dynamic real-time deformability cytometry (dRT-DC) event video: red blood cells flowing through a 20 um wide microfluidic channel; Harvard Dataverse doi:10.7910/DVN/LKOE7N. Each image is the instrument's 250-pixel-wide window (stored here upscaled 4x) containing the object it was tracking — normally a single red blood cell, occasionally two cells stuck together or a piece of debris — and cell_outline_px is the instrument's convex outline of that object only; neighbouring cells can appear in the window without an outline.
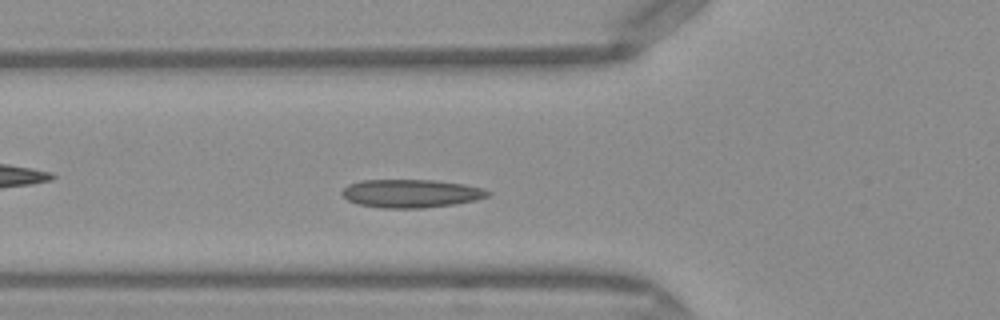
{"species": "Egyptian fruit bat (a non-hibernating species)", "species_latin": "Rousettus aegyptiacus", "temperature_condition": "warm", "stored_images_in_passage": 43, "camera_frame_rate_fps": 3000, "um_per_image_px": 0.085, "frame": {"image": 1, "passage_image": 11, "time_ms": 3.333, "image_size_px": [1000, 320], "cell_outline_px": [[492, 192], [488, 196], [476, 200], [456, 204], [424, 208], [380, 208], [360, 204], [348, 200], [340, 192], [348, 184], [360, 180], [432, 180], [464, 184], [480, 188]], "centroid_in_image_um": [34.93, 16.44], "position_along_channel_um": 90.9, "area_um2": 23.99}}
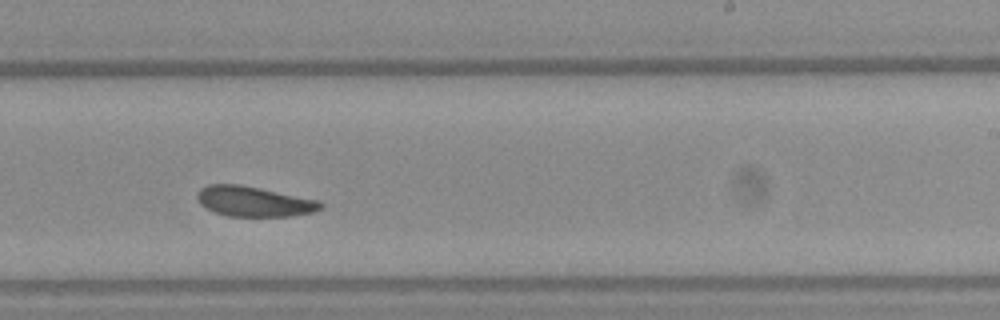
{"frame": {"image": 2, "passage_image": 24, "time_ms": 7.667, "image_size_px": [1000, 320], "cell_outline_px": [[324, 208], [312, 212], [292, 216], [228, 216], [216, 212], [200, 204], [196, 196], [196, 192], [200, 188], [208, 184], [240, 184], [320, 200], [324, 204]], "centroid_in_image_um": [21.6, 17.11], "position_along_channel_um": 267.4, "area_um2": 21.79}}
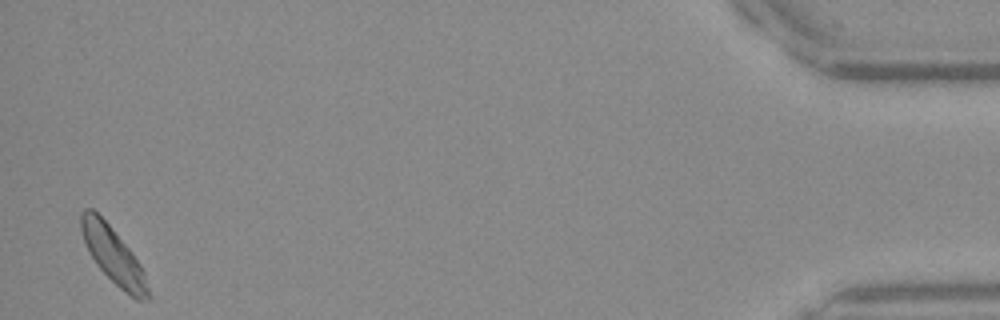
{"frame": {"image": 3, "passage_image": 42, "time_ms": 13.667, "image_size_px": [1000, 320], "cell_outline_px": [[152, 296], [148, 300], [136, 300], [124, 292], [96, 264], [88, 252], [80, 228], [80, 212], [84, 208], [92, 208], [112, 228], [128, 248], [140, 264], [144, 272]], "centroid_in_image_um": [9.63, 21.73], "position_along_channel_um": 425.6, "area_um2": 21.85}, "authors_computed_cell_mechanics": {"area_um2": 22.0218, "velocity_mm_per_s": 4.072, "shape_relaxation_time_tau1_ms": null, "shape_relaxation_time_tau2_ms": 6.4262, "deformation_change_tau1": null, "deformation_change_tau2": 0.1043}}